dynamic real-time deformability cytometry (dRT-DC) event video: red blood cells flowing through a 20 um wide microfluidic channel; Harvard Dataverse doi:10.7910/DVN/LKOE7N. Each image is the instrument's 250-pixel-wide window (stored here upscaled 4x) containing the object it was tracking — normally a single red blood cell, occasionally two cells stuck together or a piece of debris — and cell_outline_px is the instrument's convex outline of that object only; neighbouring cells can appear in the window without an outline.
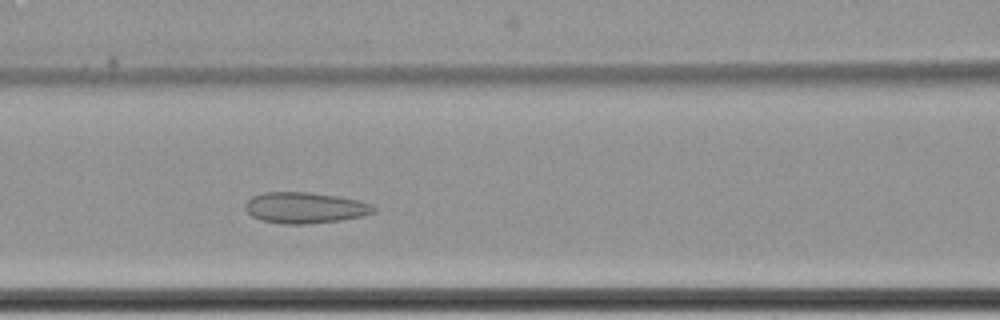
{"species": "common noctule bat (a hibernating species)", "species_latin": "Nyctalus noctula", "temperature_condition": "cold", "stored_images_in_passage": 56, "camera_frame_rate_fps": 3000, "um_per_image_px": 0.085, "animal": {"sex": "female", "body_mass_g": 22.7, "forearm_length_mm": 54.2}, "frame": {"image": 1, "passage_image": 22, "time_ms": 7.0, "image_size_px": [1000, 320], "cell_outline_px": [[376, 212], [364, 216], [340, 220], [304, 224], [280, 224], [260, 220], [252, 216], [244, 208], [248, 200], [252, 196], [264, 192], [308, 192], [336, 196], [356, 200], [372, 204], [376, 208]], "centroid_in_image_um": [25.92, 17.66], "position_along_channel_um": 140.7, "area_um2": 23.24}}
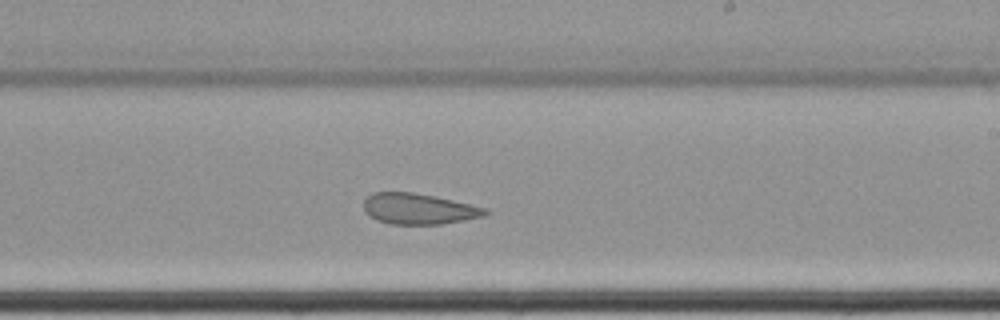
{"frame": {"image": 2, "passage_image": 32, "time_ms": 10.333, "image_size_px": [1000, 320], "cell_outline_px": [[488, 212], [484, 216], [464, 220], [440, 224], [388, 224], [376, 220], [368, 216], [364, 212], [364, 200], [372, 192], [412, 192], [452, 200], [488, 208]], "centroid_in_image_um": [35.55, 17.76], "position_along_channel_um": 253.5, "area_um2": 21.85}}
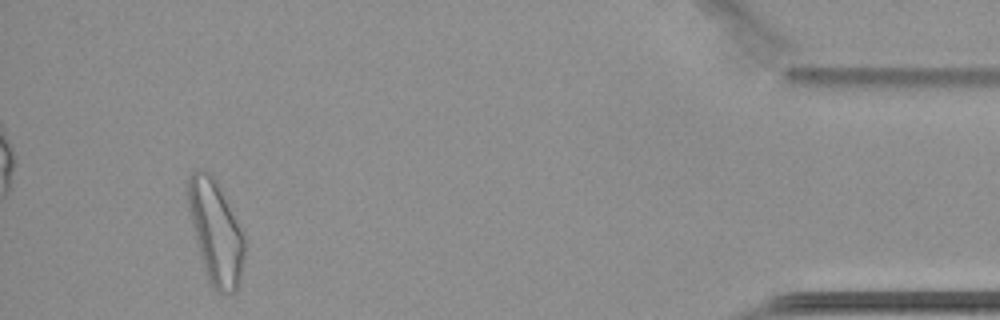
{"frame": {"image": 3, "passage_image": 52, "time_ms": 17.0, "image_size_px": [1000, 320], "cell_outline_px": [[244, 260], [240, 280], [236, 288], [232, 292], [220, 292], [212, 288], [208, 280], [200, 256], [188, 212], [184, 192], [184, 184], [192, 172], [200, 168], [208, 172], [216, 180], [244, 232]], "centroid_in_image_um": [18.29, 19.65], "position_along_channel_um": 416.9, "area_um2": 34.51}, "authors_computed_cell_mechanics": {"area_um2": 26.4435, "velocity_mm_per_s": 3.3911, "shape_relaxation_time_tau1_ms": null, "shape_relaxation_time_tau2_ms": 2.1089, "deformation_change_tau1": null, "deformation_change_tau2": 0.0774}}